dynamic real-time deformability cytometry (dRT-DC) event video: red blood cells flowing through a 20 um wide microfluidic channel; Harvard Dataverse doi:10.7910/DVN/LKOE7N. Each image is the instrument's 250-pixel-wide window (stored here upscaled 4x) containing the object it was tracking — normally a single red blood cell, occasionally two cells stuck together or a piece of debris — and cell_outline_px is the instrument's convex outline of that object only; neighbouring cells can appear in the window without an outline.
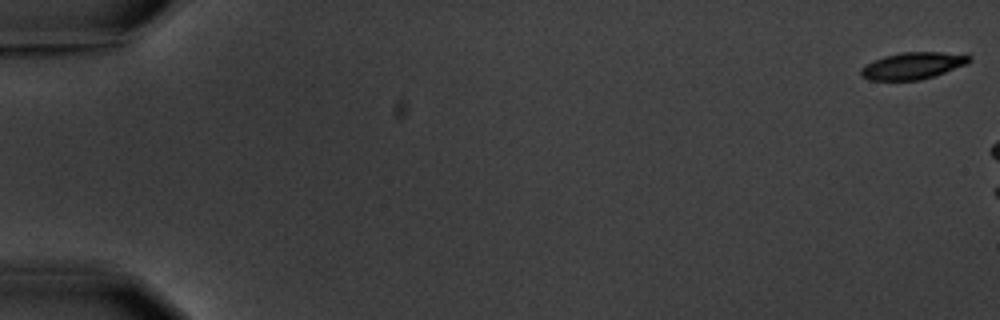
{"species": "common noctule bat (a hibernating species)", "species_latin": "Nyctalus noctula", "temperature_condition": "warm", "stored_images_in_passage": 4, "camera_frame_rate_fps": 3000, "um_per_image_px": 0.085, "animal": {"sex": "male", "body_mass_g": 20.1, "forearm_length_mm": 53.5}, "frame": {"image": 1, "passage_image": 1, "time_ms": 0.0, "image_size_px": [1000, 320], "cell_outline_px": [[972, 60], [968, 64], [920, 80], [868, 80], [860, 76], [860, 68], [872, 60], [884, 56], [900, 52], [968, 52], [972, 56]], "centroid_in_image_um": [77.64, 5.56], "position_along_channel_um": 7.4, "area_um2": 17.4}}